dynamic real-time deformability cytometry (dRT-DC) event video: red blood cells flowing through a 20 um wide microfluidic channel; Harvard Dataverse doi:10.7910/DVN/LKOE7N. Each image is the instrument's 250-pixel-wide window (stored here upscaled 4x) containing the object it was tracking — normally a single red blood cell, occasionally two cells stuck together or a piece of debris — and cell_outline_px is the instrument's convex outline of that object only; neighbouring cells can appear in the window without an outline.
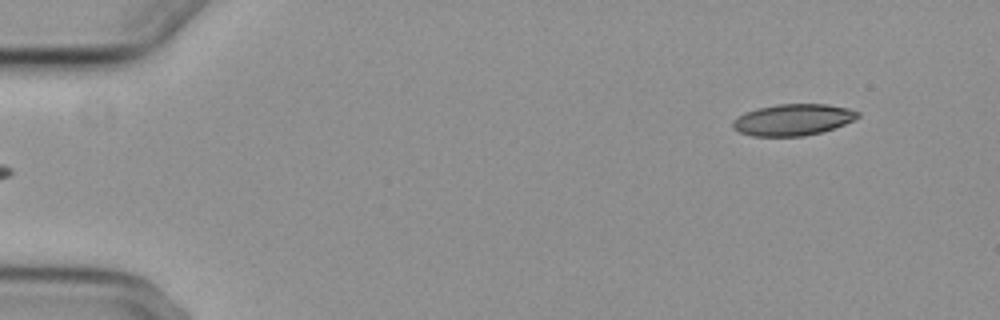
{"species": "common noctule bat (a hibernating species)", "species_latin": "Nyctalus noctula", "temperature_condition": "cold", "stored_images_in_passage": 3, "segment_of_instrument_passage": [2, 2], "camera_frame_rate_fps": 3000, "um_per_image_px": 0.085, "animal": {"sex": "female", "body_mass_g": 29.2, "forearm_length_mm": 56.3}, "frame": {"image": 1, "passage_image": 3, "time_ms": 3.333, "image_size_px": [1000, 320], "cell_outline_px": [[860, 116], [844, 124], [820, 132], [804, 136], [752, 136], [740, 132], [732, 128], [732, 120], [744, 112], [756, 108], [776, 104], [828, 104], [848, 108], [860, 112]], "centroid_in_image_um": [67.36, 10.17], "position_along_channel_um": 17.6, "area_um2": 22.95}}